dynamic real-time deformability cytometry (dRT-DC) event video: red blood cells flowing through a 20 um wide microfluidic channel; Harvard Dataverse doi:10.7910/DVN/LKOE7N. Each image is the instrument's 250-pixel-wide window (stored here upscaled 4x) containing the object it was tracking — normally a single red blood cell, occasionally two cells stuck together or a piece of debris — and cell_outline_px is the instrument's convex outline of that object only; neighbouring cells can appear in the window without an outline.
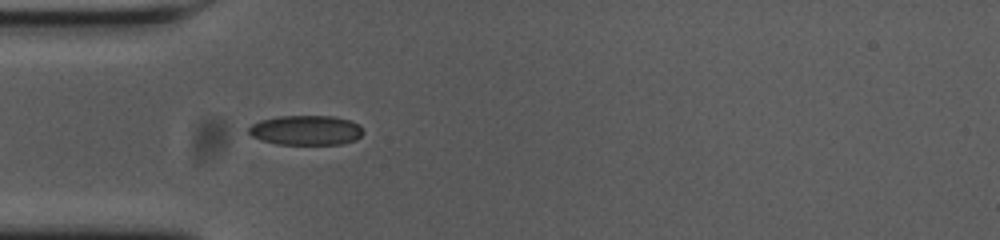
{"species": "common noctule bat (a hibernating species)", "species_latin": "Nyctalus noctula", "temperature_condition": "cold", "stored_images_in_passage": 55, "camera_frame_rate_fps": 3000, "um_per_image_px": 0.085, "animal": {"sex": "female", "body_mass_g": 23.0, "forearm_length_mm": 53.4}, "frame": {"image": 1, "passage_image": 16, "time_ms": 5.0, "image_size_px": [1000, 240], "cell_outline_px": [[364, 132], [356, 140], [340, 144], [276, 144], [252, 136], [248, 132], [248, 128], [252, 124], [260, 120], [280, 116], [332, 116], [352, 120], [360, 124]], "centroid_in_image_um": [26.05, 11.06], "position_along_channel_um": 59.0, "area_um2": 19.88}}
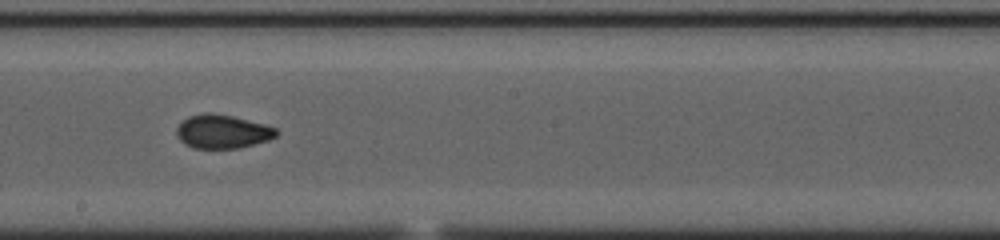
{"frame": {"image": 2, "passage_image": 30, "time_ms": 9.667, "image_size_px": [1000, 240], "cell_outline_px": [[280, 132], [276, 136], [268, 140], [240, 148], [192, 148], [184, 144], [180, 140], [176, 132], [176, 128], [188, 116], [204, 112], [212, 112], [232, 116], [264, 124], [276, 128]], "centroid_in_image_um": [18.9, 11.18], "position_along_channel_um": 229.3, "area_um2": 19.65}}
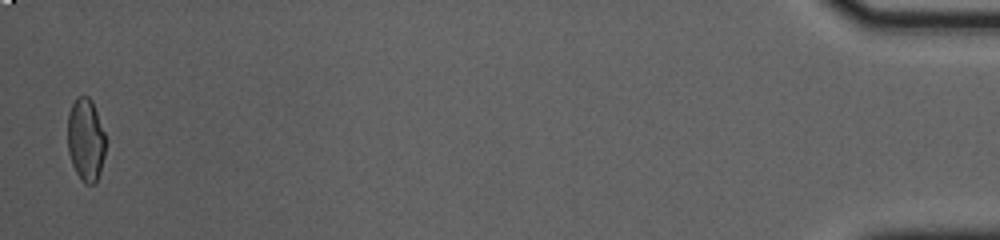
{"frame": {"image": 3, "passage_image": 54, "time_ms": 17.667, "image_size_px": [1000, 240], "cell_outline_px": [[108, 140], [100, 172], [96, 180], [92, 184], [84, 184], [76, 172], [72, 164], [68, 152], [68, 112], [76, 96], [88, 96], [92, 100]], "centroid_in_image_um": [7.31, 11.86], "position_along_channel_um": 427.9, "area_um2": 18.67}, "authors_computed_cell_mechanics": {"area_um2": 19.3052, "velocity_mm_per_s": 3.6926, "shape_relaxation_time_tau1_ms": null, "shape_relaxation_time_tau2_ms": 1.059, "deformation_change_tau1": null, "deformation_change_tau2": 0.0535}}